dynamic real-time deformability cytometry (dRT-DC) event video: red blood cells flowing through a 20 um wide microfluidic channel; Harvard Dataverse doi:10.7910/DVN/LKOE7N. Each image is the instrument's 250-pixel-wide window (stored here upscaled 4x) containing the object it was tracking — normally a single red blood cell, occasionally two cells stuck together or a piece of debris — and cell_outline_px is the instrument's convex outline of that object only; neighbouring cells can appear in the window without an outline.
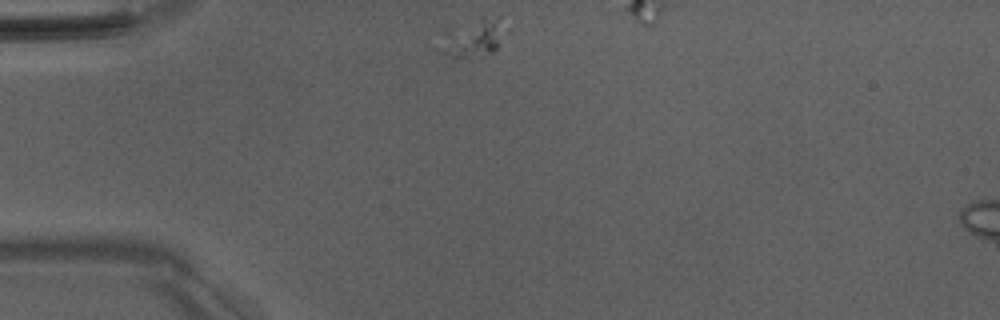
{"species": "Egyptian fruit bat (a non-hibernating species)", "species_latin": "Rousettus aegyptiacus", "temperature_condition": "room temperature", "stored_images_in_passage": 30, "camera_frame_rate_fps": 3000, "um_per_image_px": 0.085, "animal": {"sex": "male"}, "frame": {"image": 1, "passage_image": 1, "time_ms": 0.0, "image_size_px": [1000, 320], "cell_outline_px": [[496, 48], [492, 52], [452, 64], [432, 48], [480, 16], [484, 16], [492, 24], [496, 40]], "centroid_in_image_um": [39.85, 3.55], "position_along_channel_um": 45.2, "area_um2": 12.66}}
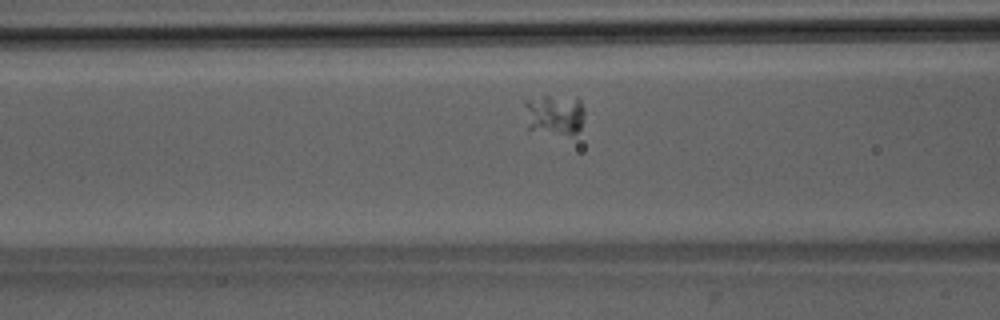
{"frame": {"image": 2, "passage_image": 9, "time_ms": 2.667, "image_size_px": [1000, 320], "cell_outline_px": [[584, 112], [580, 128], [576, 132], [564, 132], [528, 128], [524, 104], [524, 100], [544, 96], [548, 96], [580, 100], [584, 108]], "centroid_in_image_um": [47.1, 9.68], "position_along_channel_um": 119.5, "area_um2": 13.24}}
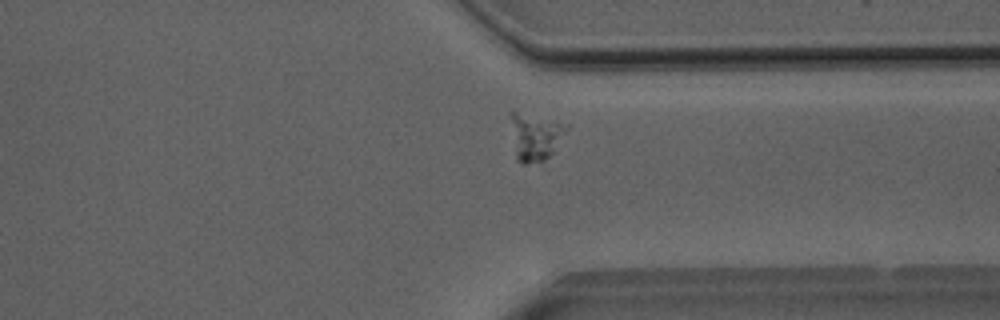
{"frame": {"image": 3, "passage_image": 28, "time_ms": 9.0, "image_size_px": [1000, 320], "cell_outline_px": [[568, 128], [552, 152], [544, 160], [524, 164], [516, 160], [508, 116], [508, 112], [516, 112], [556, 120], [568, 124]], "centroid_in_image_um": [45.44, 11.59], "position_along_channel_um": 366.0, "area_um2": 15.37}}